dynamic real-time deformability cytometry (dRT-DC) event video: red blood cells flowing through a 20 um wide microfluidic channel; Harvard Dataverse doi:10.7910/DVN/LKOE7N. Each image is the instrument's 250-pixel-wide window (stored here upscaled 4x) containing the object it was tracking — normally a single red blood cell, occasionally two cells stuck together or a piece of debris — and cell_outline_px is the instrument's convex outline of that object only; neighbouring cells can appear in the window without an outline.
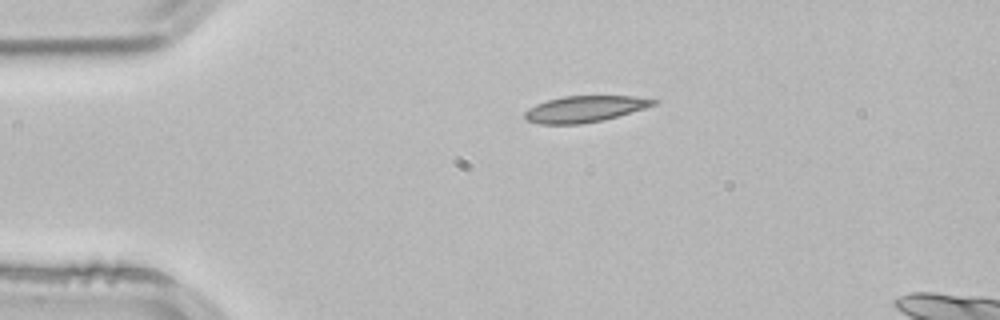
{"species": "common noctule bat (a hibernating species)", "species_latin": "Nyctalus noctula", "temperature_condition": "room temperature", "stored_images_in_passage": 2, "camera_frame_rate_fps": 3000, "um_per_image_px": 0.085, "animal": {"sex": "male", "body_mass_g": 21.5, "forearm_length_mm": 52.0}, "frame": {"image": 1, "passage_image": 1, "time_ms": 0.0, "image_size_px": [1000, 320], "cell_outline_px": [[656, 104], [644, 108], [616, 116], [600, 120], [580, 124], [540, 124], [524, 120], [524, 112], [528, 108], [536, 104], [548, 100], [564, 96], [636, 96], [656, 100]], "centroid_in_image_um": [49.63, 9.26], "position_along_channel_um": 35.4, "area_um2": 19.48}}